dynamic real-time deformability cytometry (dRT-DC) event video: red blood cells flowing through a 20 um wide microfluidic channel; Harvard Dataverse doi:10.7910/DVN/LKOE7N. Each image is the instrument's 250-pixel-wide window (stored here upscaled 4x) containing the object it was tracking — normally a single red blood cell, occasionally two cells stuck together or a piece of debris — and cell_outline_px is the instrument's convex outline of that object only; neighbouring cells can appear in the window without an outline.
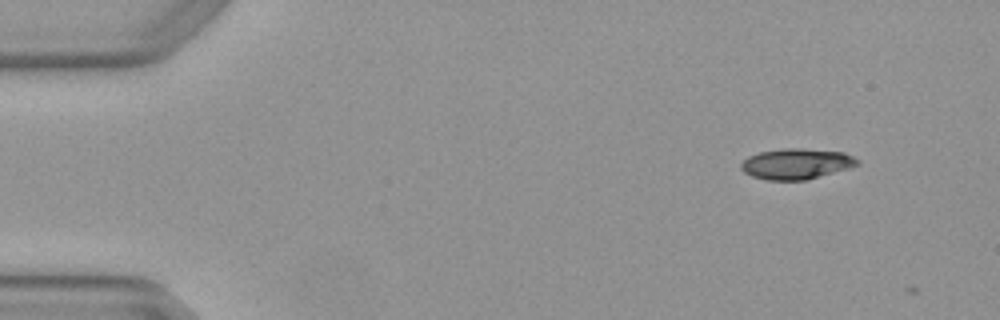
{"species": "Egyptian fruit bat (a non-hibernating species)", "species_latin": "Rousettus aegyptiacus", "temperature_condition": "warm", "stored_images_in_passage": 3, "camera_frame_rate_fps": 3000, "um_per_image_px": 0.085, "animal": {"sex": "female"}, "frame": {"image": 1, "passage_image": 1, "time_ms": 0.0, "image_size_px": [1000, 320], "cell_outline_px": [[860, 164], [848, 168], [804, 180], [764, 180], [752, 176], [744, 172], [740, 168], [740, 164], [748, 156], [760, 152], [784, 148], [800, 148], [844, 152], [860, 160]], "centroid_in_image_um": [67.67, 13.92], "position_along_channel_um": 17.3, "area_um2": 20.69}}